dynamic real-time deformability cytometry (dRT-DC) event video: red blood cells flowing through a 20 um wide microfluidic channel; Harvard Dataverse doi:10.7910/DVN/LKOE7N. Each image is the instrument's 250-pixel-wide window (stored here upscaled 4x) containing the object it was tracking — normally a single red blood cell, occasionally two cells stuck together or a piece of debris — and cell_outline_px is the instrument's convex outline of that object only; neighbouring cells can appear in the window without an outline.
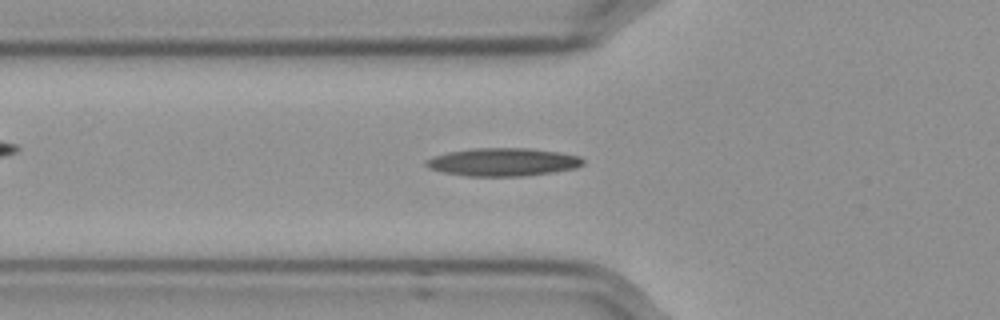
{"species": "Egyptian fruit bat (a non-hibernating species)", "species_latin": "Rousettus aegyptiacus", "temperature_condition": "cold", "stored_images_in_passage": 56, "camera_frame_rate_fps": 3000, "um_per_image_px": 0.085, "frame": {"image": 1, "passage_image": 20, "time_ms": 6.333, "image_size_px": [1000, 320], "cell_outline_px": [[584, 164], [576, 168], [552, 172], [524, 176], [468, 176], [444, 172], [428, 168], [424, 164], [424, 160], [432, 156], [448, 152], [472, 148], [528, 148], [560, 152], [580, 156], [584, 160]], "centroid_in_image_um": [42.74, 13.77], "position_along_channel_um": 83.1, "area_um2": 25.78}}
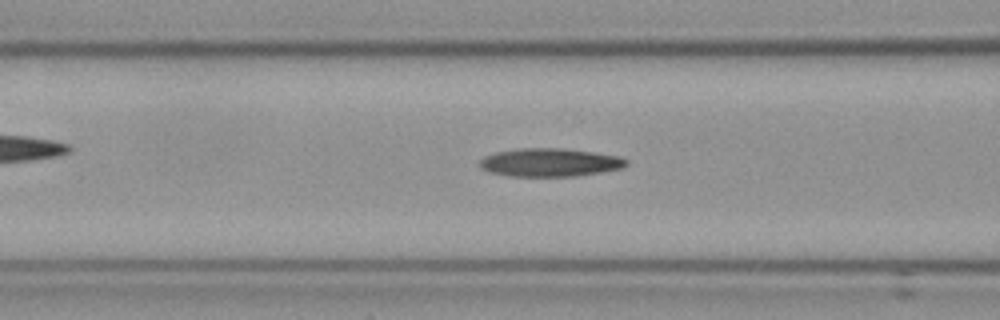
{"frame": {"image": 2, "passage_image": 23, "time_ms": 7.333, "image_size_px": [1000, 320], "cell_outline_px": [[628, 164], [624, 168], [600, 172], [572, 176], [508, 176], [488, 172], [480, 168], [476, 164], [484, 156], [496, 152], [516, 148], [560, 148], [592, 152], [620, 156], [628, 160]], "centroid_in_image_um": [46.69, 13.8], "position_along_channel_um": 119.9, "area_um2": 24.33}}
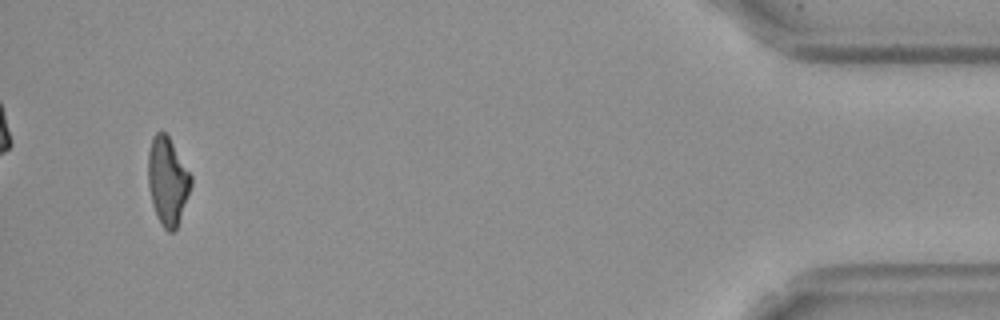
{"frame": {"image": 3, "passage_image": 54, "time_ms": 17.667, "image_size_px": [1000, 320], "cell_outline_px": [[192, 184], [176, 228], [172, 232], [168, 232], [164, 228], [152, 204], [148, 184], [148, 152], [152, 136], [156, 132], [164, 132], [168, 136], [192, 176]], "centroid_in_image_um": [14.23, 15.35], "position_along_channel_um": 421.0, "area_um2": 21.56}, "authors_computed_cell_mechanics": {"area_um2": 23.2356, "velocity_mm_per_s": 3.5975, "shape_relaxation_time_tau1_ms": null, "shape_relaxation_time_tau2_ms": 6.8261, "deformation_change_tau1": null, "deformation_change_tau2": 0.1907}}